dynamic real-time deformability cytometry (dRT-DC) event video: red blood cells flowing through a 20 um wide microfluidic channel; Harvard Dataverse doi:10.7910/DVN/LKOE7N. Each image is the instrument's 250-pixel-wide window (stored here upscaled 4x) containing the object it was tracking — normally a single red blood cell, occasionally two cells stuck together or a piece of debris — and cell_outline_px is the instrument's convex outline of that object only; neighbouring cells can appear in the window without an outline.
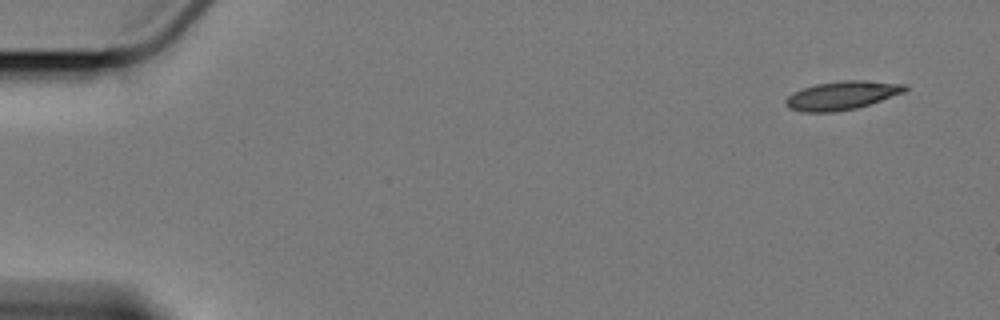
{"species": "Egyptian fruit bat (a non-hibernating species)", "species_latin": "Rousettus aegyptiacus", "temperature_condition": "cold", "stored_images_in_passage": 7, "camera_frame_rate_fps": 3000, "um_per_image_px": 0.085, "animal": {"sex": "female"}, "frame": {"image": 1, "passage_image": 1, "time_ms": 0.0, "image_size_px": [1000, 320], "cell_outline_px": [[908, 88], [904, 92], [856, 108], [836, 112], [800, 112], [788, 108], [784, 104], [784, 100], [792, 92], [816, 84], [840, 80], [864, 80], [908, 84]], "centroid_in_image_um": [71.52, 8.11], "position_along_channel_um": 13.5, "area_um2": 19.94}}
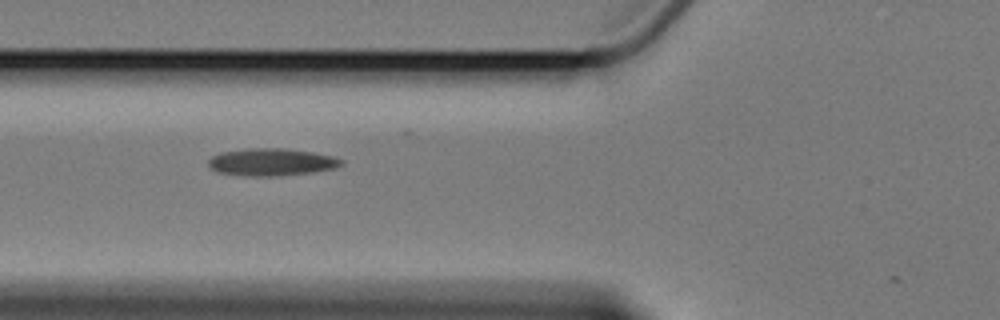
{"frame": {"image": 2, "passage_image": 6, "time_ms": 6.333, "image_size_px": [1000, 320], "cell_outline_px": [[344, 164], [336, 168], [312, 172], [280, 176], [244, 176], [216, 172], [208, 164], [208, 160], [212, 156], [220, 152], [248, 148], [284, 148], [312, 152], [332, 156], [344, 160]], "centroid_in_image_um": [23.08, 13.78], "position_along_channel_um": 102.7, "area_um2": 21.39}}
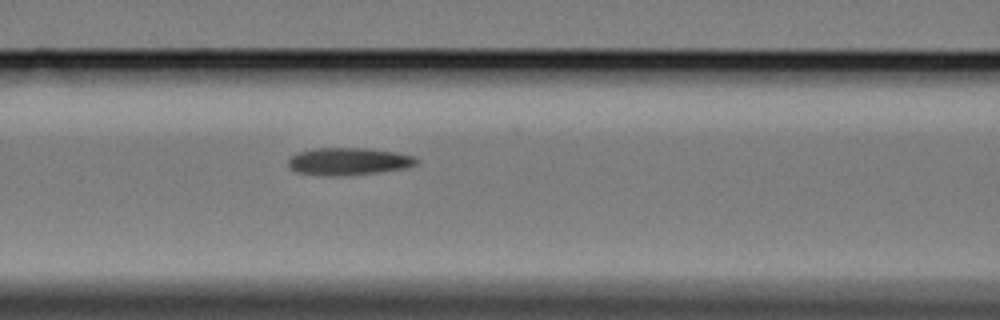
{"frame": {"image": 3, "passage_image": 7, "time_ms": 7.333, "image_size_px": [1000, 320], "cell_outline_px": [[420, 160], [416, 164], [404, 168], [380, 172], [352, 176], [324, 176], [296, 172], [288, 164], [288, 156], [296, 152], [312, 148], [372, 148], [396, 152], [412, 156]], "centroid_in_image_um": [29.59, 13.72], "position_along_channel_um": 137.0, "area_um2": 20.92}}